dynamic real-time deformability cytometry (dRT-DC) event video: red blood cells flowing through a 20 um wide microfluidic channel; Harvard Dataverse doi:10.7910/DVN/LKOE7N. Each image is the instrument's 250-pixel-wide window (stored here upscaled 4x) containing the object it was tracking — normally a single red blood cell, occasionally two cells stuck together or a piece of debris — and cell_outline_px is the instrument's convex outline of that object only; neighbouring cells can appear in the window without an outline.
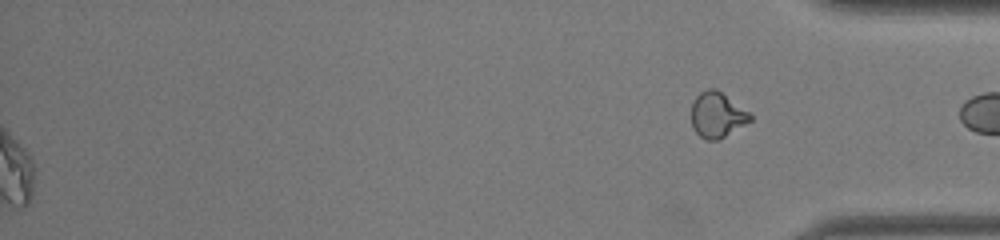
{"species": "common noctule bat (a hibernating species)", "species_latin": "Nyctalus noctula", "temperature_condition": "warm", "stored_images_in_passage": 46, "segment_of_instrument_passage": [2, 2], "camera_frame_rate_fps": 3000, "um_per_image_px": 0.085, "animal": {"sex": "male", "body_mass_g": 19.0, "forearm_length_mm": 50.8}, "frame": {"image": 1, "passage_image": 46, "time_ms": 15.0, "image_size_px": [1000, 240], "cell_outline_px": [[752, 120], [724, 136], [716, 140], [708, 140], [700, 136], [692, 128], [692, 104], [696, 96], [700, 92], [708, 88], [716, 88], [748, 112], [752, 116]], "centroid_in_image_um": [60.93, 9.75], "position_along_channel_um": 374.3, "area_um2": 15.26}}